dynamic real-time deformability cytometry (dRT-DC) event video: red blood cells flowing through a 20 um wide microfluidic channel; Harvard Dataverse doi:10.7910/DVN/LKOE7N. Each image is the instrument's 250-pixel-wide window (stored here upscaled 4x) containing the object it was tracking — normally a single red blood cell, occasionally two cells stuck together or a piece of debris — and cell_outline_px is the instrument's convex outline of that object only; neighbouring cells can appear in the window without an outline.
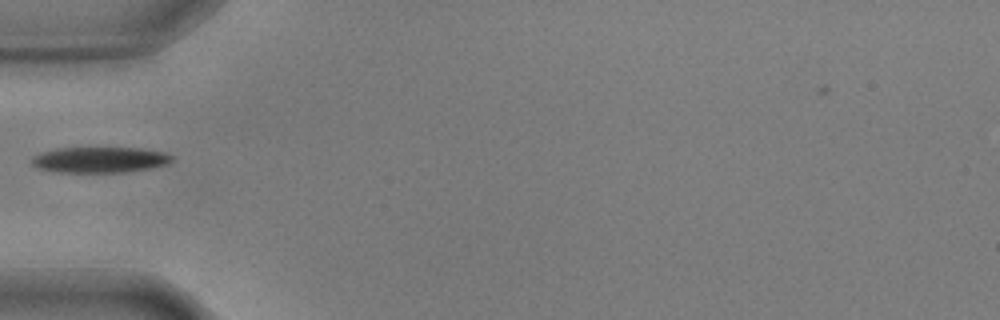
{"species": "common noctule bat (a hibernating species)", "species_latin": "Nyctalus noctula", "temperature_condition": "warm", "stored_images_in_passage": 16, "camera_frame_rate_fps": 3000, "um_per_image_px": 0.085, "animal": {"sex": "male", "body_mass_g": 17.9, "forearm_length_mm": 54.2}, "frame": {"image": 1, "passage_image": 1, "time_ms": 0.0, "image_size_px": [1000, 320], "cell_outline_px": [[172, 160], [168, 164], [148, 168], [124, 172], [56, 172], [36, 168], [32, 164], [32, 156], [40, 152], [56, 148], [140, 148], [168, 152], [172, 156]], "centroid_in_image_um": [8.46, 13.57], "position_along_channel_um": 76.5, "area_um2": 21.15}}
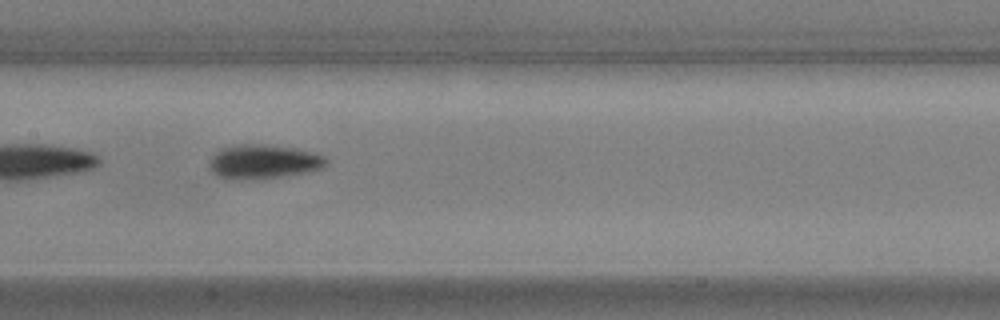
{"frame": {"image": 2, "passage_image": 10, "time_ms": 3.0, "image_size_px": [1000, 320], "cell_outline_px": [[328, 164], [324, 168], [308, 172], [280, 176], [236, 180], [220, 176], [212, 172], [208, 168], [208, 160], [220, 148], [232, 144], [260, 144], [296, 148], [324, 156], [328, 160]], "centroid_in_image_um": [22.36, 13.73], "position_along_channel_um": 185.0, "area_um2": 23.35}}
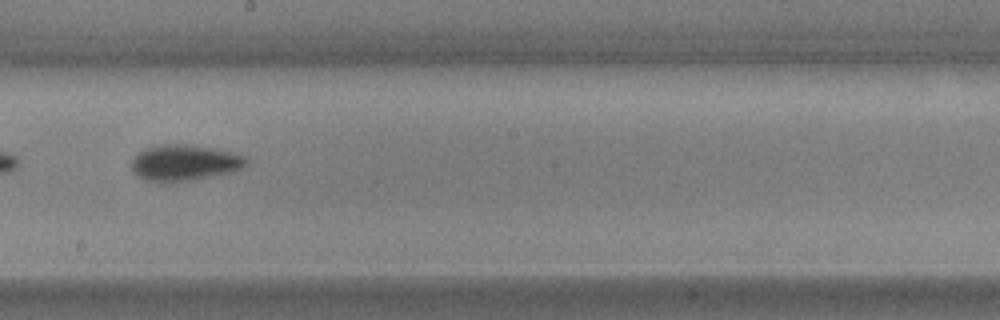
{"frame": {"image": 3, "passage_image": 14, "time_ms": 4.333, "image_size_px": [1000, 320], "cell_outline_px": [[248, 164], [232, 172], [188, 180], [144, 180], [132, 168], [132, 160], [144, 148], [160, 144], [184, 144], [212, 148], [244, 156], [248, 160]], "centroid_in_image_um": [15.69, 13.8], "position_along_channel_um": 232.5, "area_um2": 23.24}}